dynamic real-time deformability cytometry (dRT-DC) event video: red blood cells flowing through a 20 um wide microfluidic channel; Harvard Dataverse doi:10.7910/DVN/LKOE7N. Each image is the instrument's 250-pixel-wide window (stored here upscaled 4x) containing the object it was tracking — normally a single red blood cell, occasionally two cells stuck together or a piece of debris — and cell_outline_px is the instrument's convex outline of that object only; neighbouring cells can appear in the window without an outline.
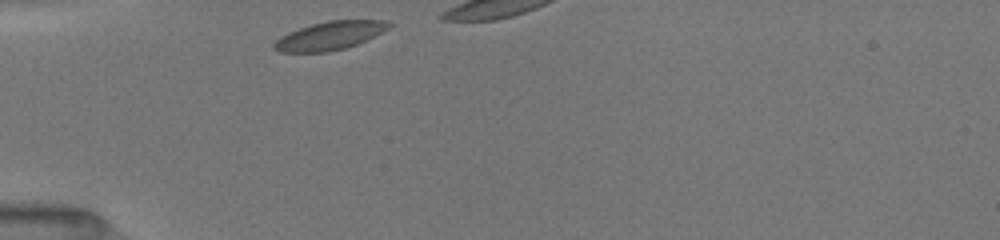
{"species": "common noctule bat (a hibernating species)", "species_latin": "Nyctalus noctula", "temperature_condition": "room temperature", "stored_images_in_passage": 7, "camera_frame_rate_fps": 3000, "um_per_image_px": 0.085, "animal": {"sex": "female", "body_mass_g": 19.5, "forearm_length_mm": 54.1}, "frame": {"image": 1, "passage_image": 1, "time_ms": 0.0, "image_size_px": [1000, 240], "cell_outline_px": [[392, 24], [388, 28], [356, 44], [344, 48], [328, 52], [280, 52], [272, 48], [272, 44], [280, 36], [288, 32], [312, 24], [328, 20], [384, 20]], "centroid_in_image_um": [27.96, 3.03], "position_along_channel_um": 57.0, "area_um2": 18.73}}